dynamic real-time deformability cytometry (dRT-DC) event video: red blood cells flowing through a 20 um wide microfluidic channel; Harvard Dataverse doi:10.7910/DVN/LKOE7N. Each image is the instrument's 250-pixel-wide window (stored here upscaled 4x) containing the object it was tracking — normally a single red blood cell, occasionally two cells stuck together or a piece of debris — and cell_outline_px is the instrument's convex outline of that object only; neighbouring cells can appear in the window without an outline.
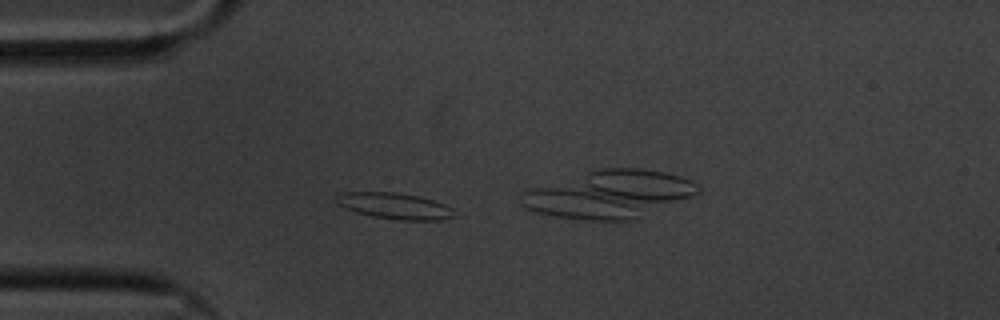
{"species": "common noctule bat (a hibernating species)", "species_latin": "Nyctalus noctula", "temperature_condition": "cold", "stored_images_in_passage": 50, "camera_frame_rate_fps": 3000, "um_per_image_px": 0.085, "animal": {"sex": "male", "body_mass_g": 20.1, "forearm_length_mm": 53.5}, "frame": {"image": 1, "passage_image": 6, "time_ms": 1.667, "image_size_px": [1000, 320], "cell_outline_px": [[456, 216], [440, 220], [400, 220], [372, 216], [356, 212], [336, 204], [336, 196], [344, 192], [396, 192], [420, 196], [444, 204], [452, 208]], "centroid_in_image_um": [33.55, 17.5], "position_along_channel_um": 51.4, "area_um2": 17.98}}
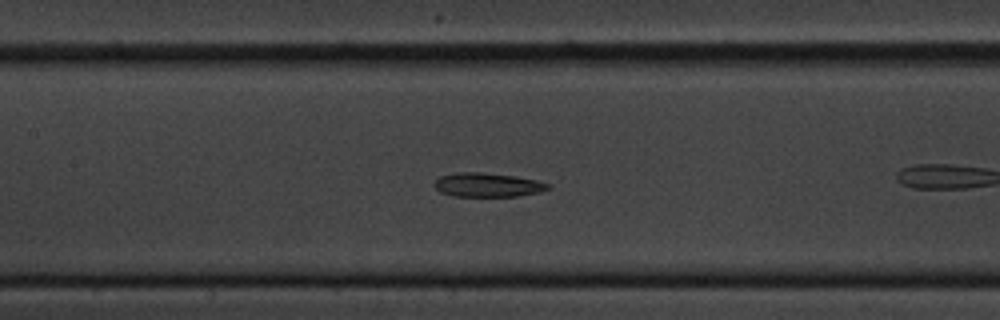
{"frame": {"image": 2, "passage_image": 17, "time_ms": 5.333, "image_size_px": [1000, 320], "cell_outline_px": [[552, 188], [540, 192], [516, 196], [452, 196], [440, 192], [432, 184], [440, 176], [456, 172], [480, 172], [516, 176], [536, 180], [552, 184]], "centroid_in_image_um": [41.46, 15.71], "position_along_channel_um": 165.9, "area_um2": 16.07}}
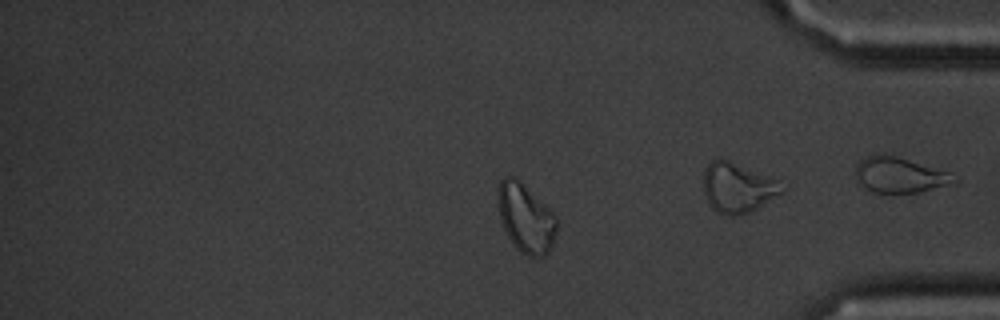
{"frame": {"image": 3, "passage_image": 39, "time_ms": 12.667, "image_size_px": [1000, 320], "cell_outline_px": [[556, 232], [552, 244], [548, 252], [544, 256], [528, 256], [520, 252], [516, 248], [508, 236], [500, 220], [496, 188], [500, 180], [504, 176], [512, 176], [520, 180], [556, 216]], "centroid_in_image_um": [44.65, 18.51], "position_along_channel_um": 390.6, "area_um2": 23.52}, "authors_computed_cell_mechanics": {"area_um2": 17.4267, "velocity_mm_per_s": 3.3671, "shape_relaxation_time_tau1_ms": null, "shape_relaxation_time_tau2_ms": 5.5985, "deformation_change_tau1": null, "deformation_change_tau2": 0.1249}}